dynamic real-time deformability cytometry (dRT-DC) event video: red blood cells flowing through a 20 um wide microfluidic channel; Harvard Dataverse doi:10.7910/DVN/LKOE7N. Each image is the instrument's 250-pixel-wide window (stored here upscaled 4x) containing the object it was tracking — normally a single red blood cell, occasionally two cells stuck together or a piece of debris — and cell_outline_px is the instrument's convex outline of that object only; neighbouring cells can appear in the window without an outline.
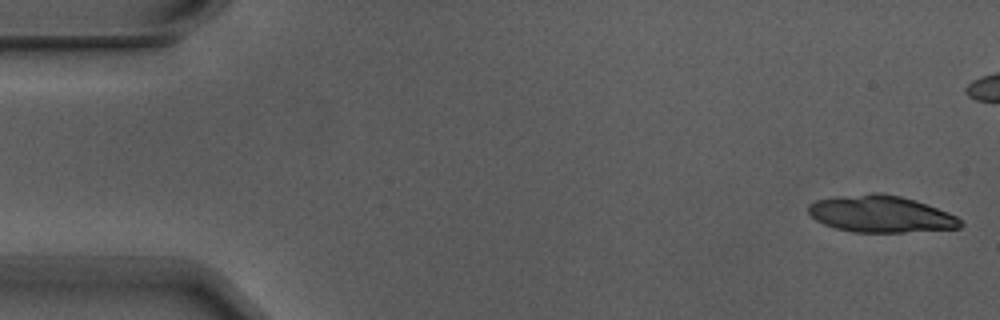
{"species": "Egyptian fruit bat (a non-hibernating species)", "species_latin": "Rousettus aegyptiacus", "temperature_condition": "warm", "stored_images_in_passage": 8, "camera_frame_rate_fps": 3000, "um_per_image_px": 0.085, "animal": {"sex": "male"}, "frame": {"image": 1, "passage_image": 1, "time_ms": 0.0, "image_size_px": [1000, 320], "cell_outline_px": [[964, 224], [960, 228], [904, 232], [852, 232], [836, 228], [824, 224], [816, 220], [808, 212], [808, 204], [816, 200], [872, 192], [876, 192], [900, 196], [948, 212], [956, 216]], "centroid_in_image_um": [74.86, 18.2], "position_along_channel_um": 10.1, "area_um2": 32.25}}